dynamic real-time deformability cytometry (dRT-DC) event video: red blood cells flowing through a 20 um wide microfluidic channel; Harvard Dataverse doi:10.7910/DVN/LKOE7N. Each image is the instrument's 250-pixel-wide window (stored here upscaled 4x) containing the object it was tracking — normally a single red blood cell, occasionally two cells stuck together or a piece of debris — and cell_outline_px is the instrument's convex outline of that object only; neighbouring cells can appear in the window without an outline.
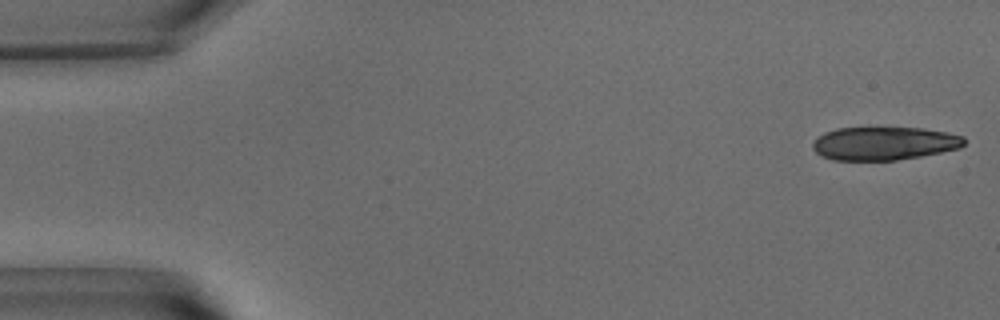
{"species": "common noctule bat (a hibernating species)", "species_latin": "Nyctalus noctula", "temperature_condition": "warm", "stored_images_in_passage": 52, "camera_frame_rate_fps": 3000, "um_per_image_px": 0.085, "animal": {"sex": "male", "body_mass_g": 15.6}, "frame": {"image": 1, "passage_image": 1, "time_ms": 0.0, "image_size_px": [1000, 320], "cell_outline_px": [[964, 144], [960, 148], [920, 156], [896, 160], [832, 160], [820, 156], [812, 148], [812, 144], [816, 136], [824, 132], [836, 128], [920, 128], [948, 132], [964, 136]], "centroid_in_image_um": [75.11, 12.19], "position_along_channel_um": 9.9, "area_um2": 29.48}}
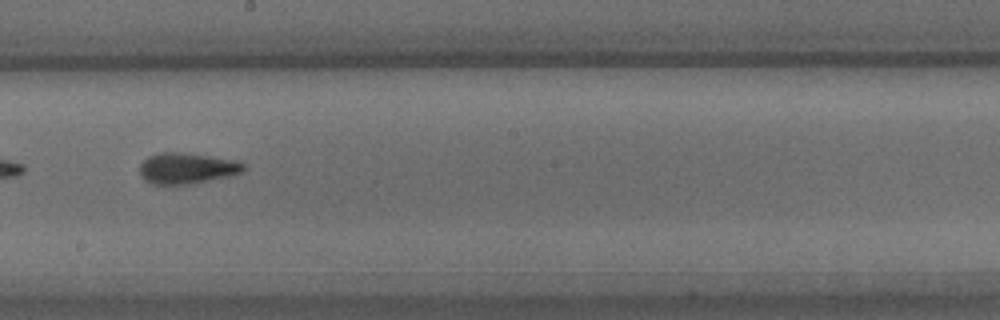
{"frame": {"image": 2, "passage_image": 29, "time_ms": 9.333, "image_size_px": [1000, 320], "cell_outline_px": [[248, 168], [244, 172], [228, 176], [188, 184], [152, 184], [144, 180], [140, 176], [140, 164], [148, 156], [160, 152], [180, 152], [236, 160], [244, 164]], "centroid_in_image_um": [15.88, 14.3], "position_along_channel_um": 232.3, "area_um2": 18.73}}
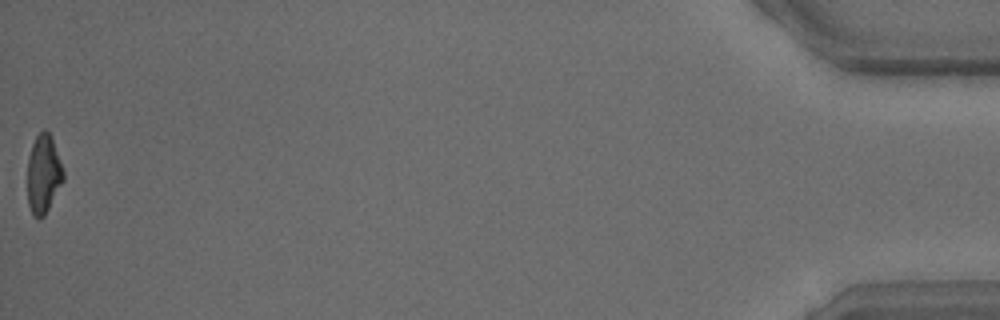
{"frame": {"image": 3, "passage_image": 52, "time_ms": 17.0, "image_size_px": [1000, 320], "cell_outline_px": [[64, 180], [44, 216], [36, 216], [32, 212], [28, 204], [28, 156], [32, 144], [36, 136], [44, 128], [52, 136], [64, 172]], "centroid_in_image_um": [3.7, 14.74], "position_along_channel_um": 431.5, "area_um2": 16.3}, "authors_computed_cell_mechanics": {"area_um2": 18.0914, "velocity_mm_per_s": 3.885, "shape_relaxation_time_tau1_ms": 10.0692, "shape_relaxation_time_tau2_ms": 2.2241, "deformation_change_tau1": 0.2831, "deformation_change_tau2": 0.113}}